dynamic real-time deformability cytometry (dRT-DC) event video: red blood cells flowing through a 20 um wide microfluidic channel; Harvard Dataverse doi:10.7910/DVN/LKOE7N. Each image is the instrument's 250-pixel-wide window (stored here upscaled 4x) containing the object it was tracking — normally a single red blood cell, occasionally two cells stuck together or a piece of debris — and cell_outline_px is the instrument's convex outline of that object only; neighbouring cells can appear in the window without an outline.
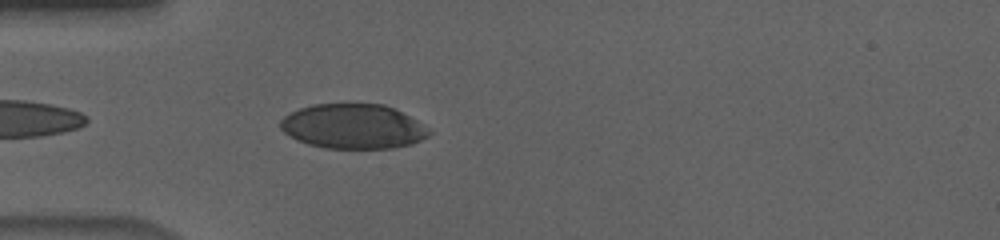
{"species": "human", "species_latin": "Homo sapiens", "temperature_condition": "cold", "stored_images_in_passage": 7, "camera_frame_rate_fps": 3000, "um_per_image_px": 0.085, "donor": {"sex": "male"}, "frame": {"image": 1, "passage_image": 3, "time_ms": 0.667, "image_size_px": [1000, 240], "cell_outline_px": [[432, 132], [428, 136], [412, 144], [392, 148], [324, 148], [308, 144], [296, 140], [284, 132], [280, 128], [280, 120], [284, 116], [300, 108], [312, 104], [384, 104], [424, 124]], "centroid_in_image_um": [30.0, 10.75], "position_along_channel_um": 55.0, "area_um2": 38.61}}